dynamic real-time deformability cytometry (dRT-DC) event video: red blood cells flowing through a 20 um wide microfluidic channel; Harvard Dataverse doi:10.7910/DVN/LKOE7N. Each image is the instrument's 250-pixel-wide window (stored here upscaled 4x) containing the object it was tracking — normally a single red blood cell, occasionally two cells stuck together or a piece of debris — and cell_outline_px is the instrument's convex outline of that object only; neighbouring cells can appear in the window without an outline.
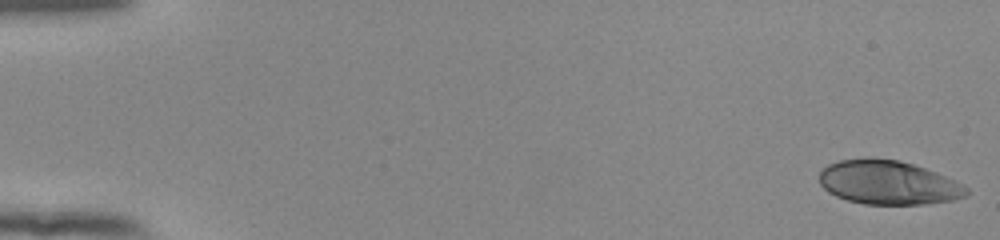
{"species": "human", "species_latin": "Homo sapiens", "temperature_condition": "room temperature", "stored_images_in_passage": 53, "camera_frame_rate_fps": 3000, "um_per_image_px": 0.085, "donor": {"sex": "female"}, "frame": {"image": 1, "passage_image": 1, "time_ms": 0.0, "image_size_px": [1000, 240], "cell_outline_px": [[968, 196], [952, 200], [924, 204], [864, 204], [848, 200], [836, 196], [828, 192], [820, 184], [820, 172], [828, 164], [840, 160], [868, 156], [900, 160], [936, 172], [968, 188]], "centroid_in_image_um": [75.47, 15.5], "position_along_channel_um": 9.5, "area_um2": 37.74}}
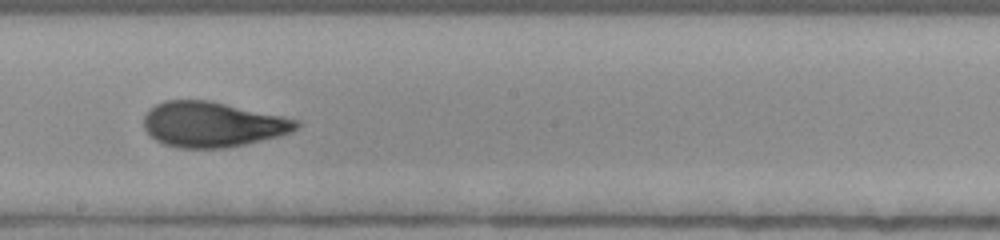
{"frame": {"image": 2, "passage_image": 31, "time_ms": 10.0, "image_size_px": [1000, 240], "cell_outline_px": [[300, 124], [292, 132], [280, 136], [244, 144], [224, 148], [180, 148], [164, 144], [156, 140], [144, 128], [144, 116], [148, 108], [164, 100], [208, 100], [284, 116], [300, 120]], "centroid_in_image_um": [18.06, 10.57], "position_along_channel_um": 230.1, "area_um2": 40.29}}
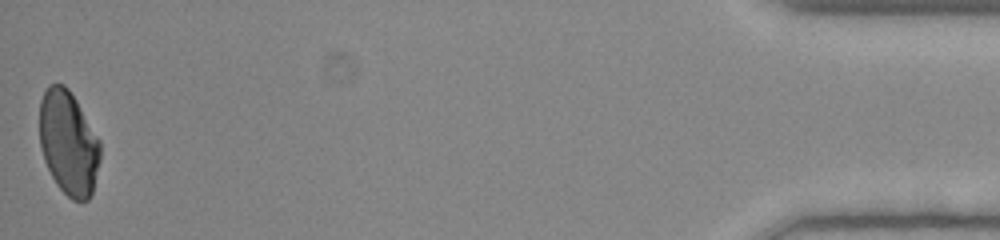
{"frame": {"image": 3, "passage_image": 53, "time_ms": 17.333, "image_size_px": [1000, 240], "cell_outline_px": [[100, 160], [92, 192], [88, 200], [72, 200], [56, 184], [44, 160], [40, 148], [40, 100], [48, 84], [64, 84], [68, 88], [76, 100], [100, 140]], "centroid_in_image_um": [5.81, 12.14], "position_along_channel_um": 429.4, "area_um2": 36.76}, "authors_computed_cell_mechanics": {"area_um2": 39.7086, "velocity_mm_per_s": 3.8984, "shape_relaxation_time_tau1_ms": 5.6969, "shape_relaxation_time_tau2_ms": 0.7923, "deformation_change_tau1": 0.1894, "deformation_change_tau2": 0.0518}}